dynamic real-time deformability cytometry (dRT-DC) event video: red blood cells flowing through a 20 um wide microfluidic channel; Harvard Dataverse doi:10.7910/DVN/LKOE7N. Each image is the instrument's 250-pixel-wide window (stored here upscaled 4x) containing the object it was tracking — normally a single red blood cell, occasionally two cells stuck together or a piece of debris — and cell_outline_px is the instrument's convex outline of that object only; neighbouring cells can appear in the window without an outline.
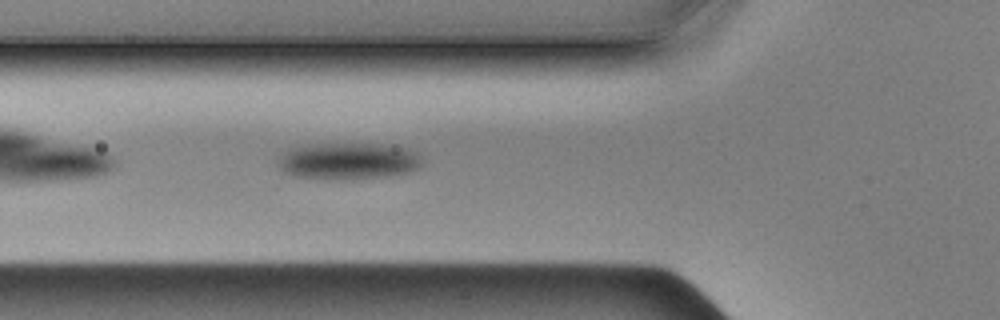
{"species": "Egyptian fruit bat (a non-hibernating species)", "species_latin": "Rousettus aegyptiacus", "temperature_condition": "cold", "stored_images_in_passage": 37, "camera_frame_rate_fps": 3000, "um_per_image_px": 0.085, "animal": {"sex": "male"}, "frame": {"image": 1, "passage_image": 5, "time_ms": 1.333, "image_size_px": [1000, 320], "cell_outline_px": [[424, 164], [420, 168], [408, 172], [380, 176], [296, 176], [280, 172], [276, 164], [280, 156], [288, 148], [316, 144], [392, 144], [408, 148], [416, 152], [420, 156]], "centroid_in_image_um": [29.63, 13.62], "position_along_channel_um": 96.2, "area_um2": 29.88}}
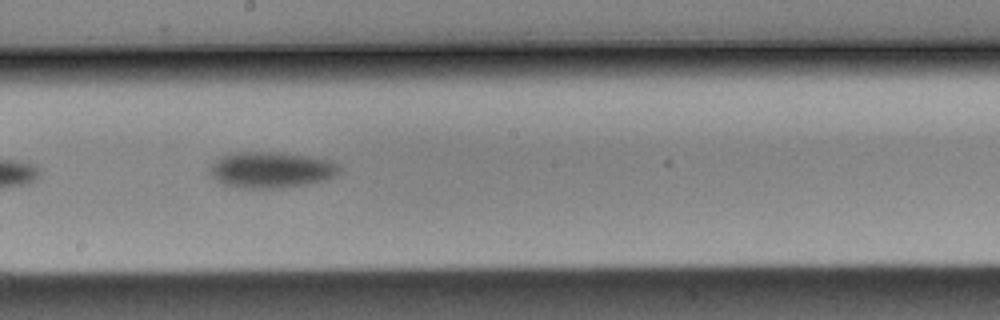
{"frame": {"image": 2, "passage_image": 16, "time_ms": 5.0, "image_size_px": [1000, 320], "cell_outline_px": [[340, 172], [336, 176], [324, 180], [308, 184], [280, 188], [240, 188], [224, 184], [216, 180], [208, 172], [208, 168], [220, 156], [228, 152], [280, 152], [312, 156], [328, 160], [340, 164]], "centroid_in_image_um": [23.04, 14.43], "position_along_channel_um": 225.2, "area_um2": 27.69}}
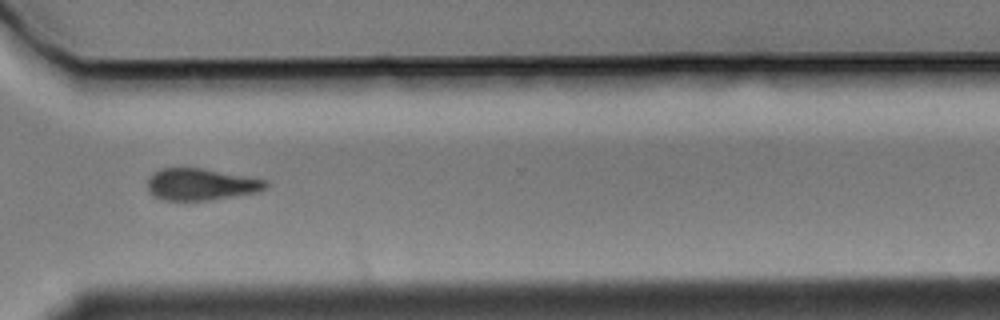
{"frame": {"image": 3, "passage_image": 27, "time_ms": 8.667, "image_size_px": [1000, 320], "cell_outline_px": [[268, 184], [260, 192], [212, 200], [164, 200], [152, 196], [148, 188], [148, 176], [152, 172], [160, 168], [204, 168], [268, 180]], "centroid_in_image_um": [17.08, 15.67], "position_along_channel_um": 353.5, "area_um2": 22.2}, "authors_computed_cell_mechanics": {"area_um2": 26.2412, "velocity_mm_per_s": 3.5172, "shape_relaxation_time_tau1_ms": 1.1351, "shape_relaxation_time_tau2_ms": null, "deformation_change_tau1": 0.0519, "deformation_change_tau2": null}}